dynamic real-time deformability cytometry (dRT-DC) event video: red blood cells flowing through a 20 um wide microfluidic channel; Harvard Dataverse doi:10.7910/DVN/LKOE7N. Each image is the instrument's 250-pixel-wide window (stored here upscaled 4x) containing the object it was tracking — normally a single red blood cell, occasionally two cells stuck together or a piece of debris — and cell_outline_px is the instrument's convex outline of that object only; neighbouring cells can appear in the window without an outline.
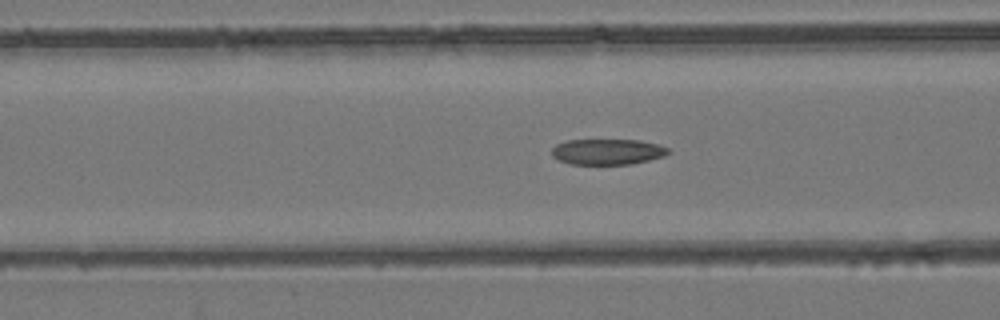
{"species": "common noctule bat (a hibernating species)", "species_latin": "Nyctalus noctula", "temperature_condition": "room temperature", "stored_images_in_passage": 54, "camera_frame_rate_fps": 3000, "um_per_image_px": 0.085, "animal": {"sex": "female", "body_mass_g": 24.6, "forearm_length_mm": 56.2}, "frame": {"image": 1, "passage_image": 22, "time_ms": 7.0, "image_size_px": [1000, 320], "cell_outline_px": [[672, 152], [664, 156], [632, 164], [572, 164], [556, 160], [552, 156], [552, 148], [556, 144], [568, 140], [640, 140], [660, 144], [668, 148]], "centroid_in_image_um": [51.65, 12.9], "position_along_channel_um": 115.0, "area_um2": 17.63}}
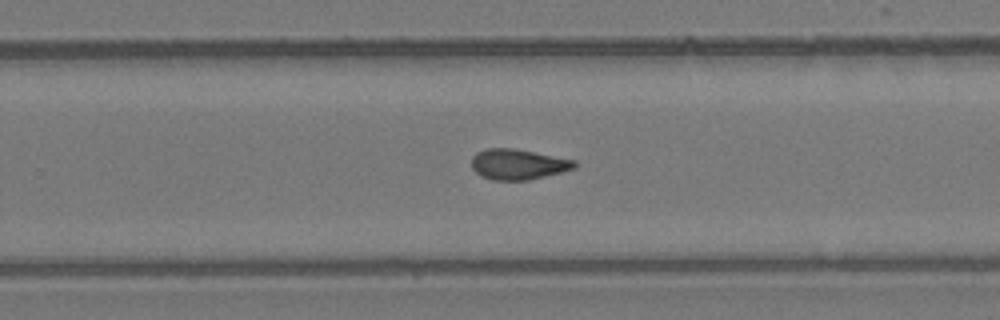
{"frame": {"image": 2, "passage_image": 35, "time_ms": 11.333, "image_size_px": [1000, 320], "cell_outline_px": [[576, 168], [528, 180], [492, 180], [480, 176], [472, 168], [472, 156], [476, 152], [488, 148], [512, 148], [576, 160]], "centroid_in_image_um": [44.01, 13.96], "position_along_channel_um": 285.8, "area_um2": 18.21}}
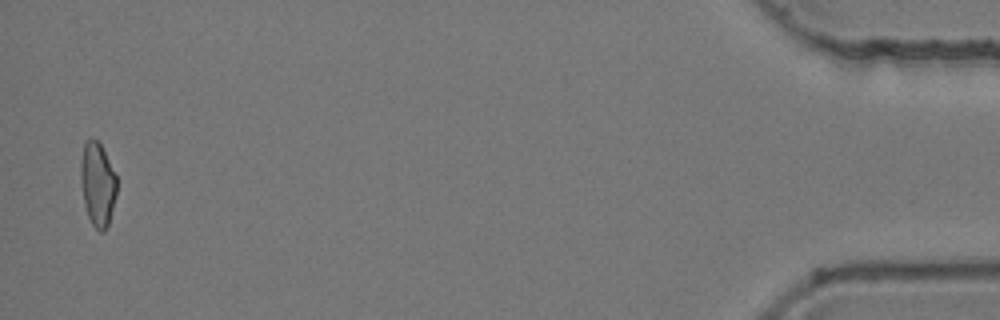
{"frame": {"image": 3, "passage_image": 53, "time_ms": 17.333, "image_size_px": [1000, 320], "cell_outline_px": [[116, 196], [108, 224], [104, 232], [100, 232], [92, 224], [88, 216], [84, 204], [80, 176], [80, 164], [84, 140], [88, 136], [92, 136], [100, 144], [116, 176]], "centroid_in_image_um": [8.27, 15.62], "position_along_channel_um": 426.9, "area_um2": 17.63}, "authors_computed_cell_mechanics": {"area_um2": 18.3804, "velocity_mm_per_s": 3.9437, "shape_relaxation_time_tau1_ms": null, "shape_relaxation_time_tau2_ms": 3.0854, "deformation_change_tau1": null, "deformation_change_tau2": 0.1007}}